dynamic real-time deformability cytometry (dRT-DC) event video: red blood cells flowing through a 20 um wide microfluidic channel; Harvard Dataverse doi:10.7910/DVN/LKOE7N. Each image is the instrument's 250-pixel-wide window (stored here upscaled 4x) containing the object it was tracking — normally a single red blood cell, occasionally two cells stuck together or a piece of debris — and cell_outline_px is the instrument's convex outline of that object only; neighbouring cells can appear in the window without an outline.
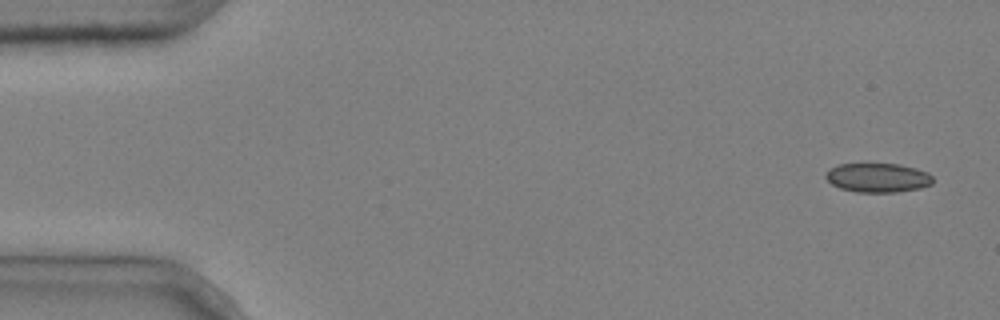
{"species": "common noctule bat (a hibernating species)", "species_latin": "Nyctalus noctula", "temperature_condition": "cold", "stored_images_in_passage": 5, "camera_frame_rate_fps": 3000, "um_per_image_px": 0.085, "animal": {"sex": "male", "body_mass_g": 20.4}, "frame": {"image": 1, "passage_image": 1, "time_ms": 0.0, "image_size_px": [1000, 320], "cell_outline_px": [[932, 184], [920, 188], [896, 192], [856, 192], [840, 188], [832, 184], [824, 176], [824, 172], [828, 168], [836, 164], [900, 164], [916, 168], [928, 172], [932, 176]], "centroid_in_image_um": [74.58, 15.09], "position_along_channel_um": 10.4, "area_um2": 18.38}}
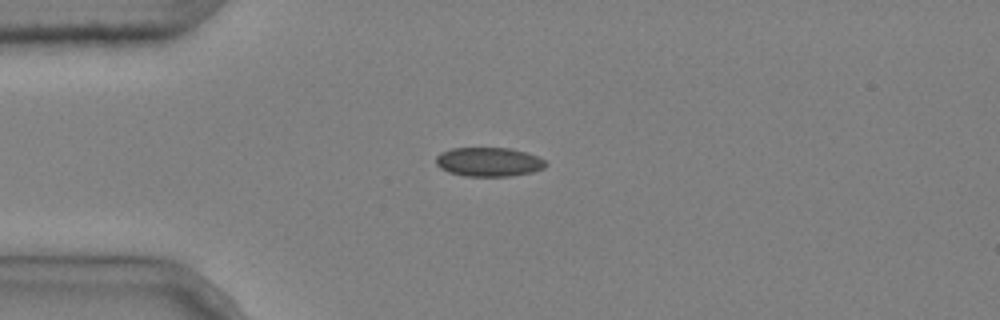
{"frame": {"image": 2, "passage_image": 4, "time_ms": 1.0, "image_size_px": [1000, 320], "cell_outline_px": [[548, 164], [544, 168], [532, 172], [512, 176], [464, 176], [448, 172], [440, 168], [436, 164], [436, 156], [440, 152], [452, 148], [512, 148], [536, 156], [544, 160]], "centroid_in_image_um": [41.52, 13.76], "position_along_channel_um": 43.5, "area_um2": 18.67}}